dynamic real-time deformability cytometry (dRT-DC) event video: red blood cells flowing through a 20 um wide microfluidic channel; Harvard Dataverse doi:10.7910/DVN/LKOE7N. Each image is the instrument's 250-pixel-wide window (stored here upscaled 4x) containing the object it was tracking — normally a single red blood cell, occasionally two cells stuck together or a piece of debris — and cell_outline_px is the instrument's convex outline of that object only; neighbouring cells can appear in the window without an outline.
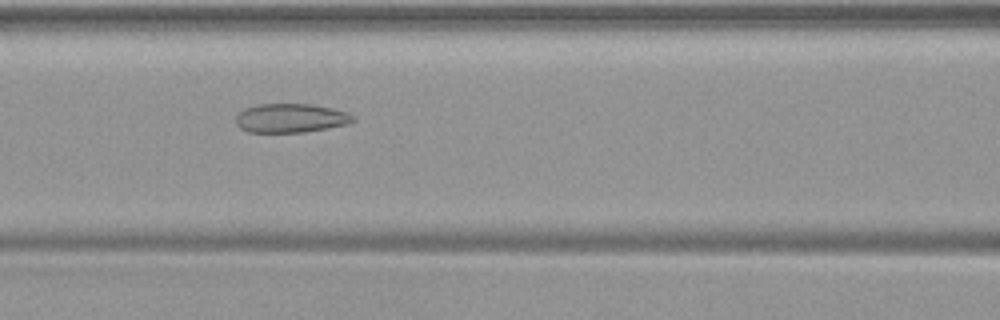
{"species": "common noctule bat (a hibernating species)", "species_latin": "Nyctalus noctula", "temperature_condition": "warm", "stored_images_in_passage": 50, "camera_frame_rate_fps": 3000, "um_per_image_px": 0.085, "animal": {"sex": "female", "body_mass_g": 19.9}, "frame": {"image": 1, "passage_image": 22, "time_ms": 7.0, "image_size_px": [1000, 320], "cell_outline_px": [[356, 120], [348, 124], [328, 128], [304, 132], [248, 132], [240, 128], [236, 124], [236, 116], [244, 108], [260, 104], [312, 104], [332, 108], [348, 112], [356, 116]], "centroid_in_image_um": [24.75, 10.04], "position_along_channel_um": 141.9, "area_um2": 19.94}}
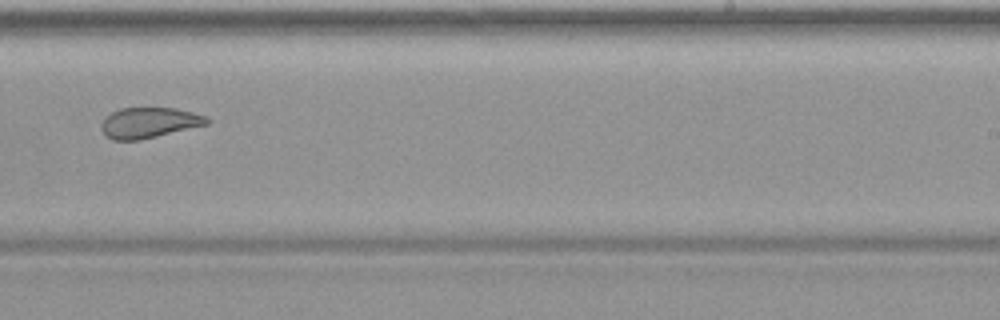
{"frame": {"image": 2, "passage_image": 32, "time_ms": 10.333, "image_size_px": [1000, 320], "cell_outline_px": [[212, 120], [208, 124], [140, 140], [112, 140], [104, 136], [100, 128], [100, 124], [112, 112], [120, 108], [172, 108], [192, 112], [208, 116]], "centroid_in_image_um": [12.67, 10.44], "position_along_channel_um": 276.3, "area_um2": 18.84}}
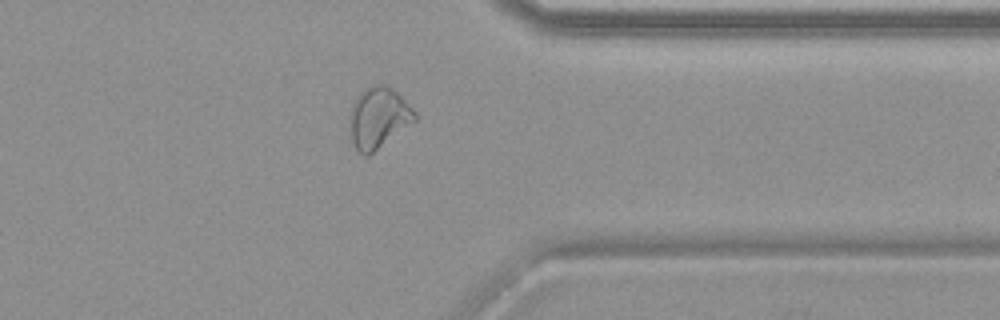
{"frame": {"image": 3, "passage_image": 40, "time_ms": 13.0, "image_size_px": [1000, 320], "cell_outline_px": [[416, 120], [368, 156], [364, 156], [356, 148], [352, 140], [348, 120], [348, 116], [352, 104], [356, 96], [364, 88], [376, 84], [384, 84], [392, 88], [416, 112]], "centroid_in_image_um": [32.13, 9.99], "position_along_channel_um": 379.3, "area_um2": 23.06}}